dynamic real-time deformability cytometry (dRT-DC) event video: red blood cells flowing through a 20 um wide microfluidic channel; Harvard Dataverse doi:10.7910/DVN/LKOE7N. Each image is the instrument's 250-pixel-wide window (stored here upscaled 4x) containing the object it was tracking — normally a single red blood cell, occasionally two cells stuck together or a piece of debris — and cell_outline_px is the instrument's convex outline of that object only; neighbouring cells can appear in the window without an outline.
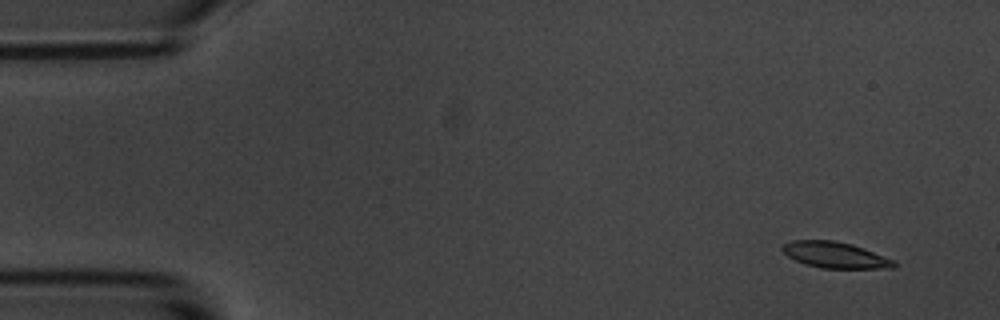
{"species": "common noctule bat (a hibernating species)", "species_latin": "Nyctalus noctula", "temperature_condition": "room temperature", "stored_images_in_passage": 15, "camera_frame_rate_fps": 3000, "um_per_image_px": 0.085, "animal": {"sex": "male", "body_mass_g": 20.1, "forearm_length_mm": 53.5}, "frame": {"image": 1, "passage_image": 2, "time_ms": 1.0, "image_size_px": [1000, 320], "cell_outline_px": [[896, 264], [892, 268], [820, 268], [804, 264], [788, 256], [780, 248], [784, 244], [792, 240], [832, 240], [852, 244], [864, 248], [896, 260]], "centroid_in_image_um": [71.0, 21.67], "position_along_channel_um": 14.0, "area_um2": 16.99}}
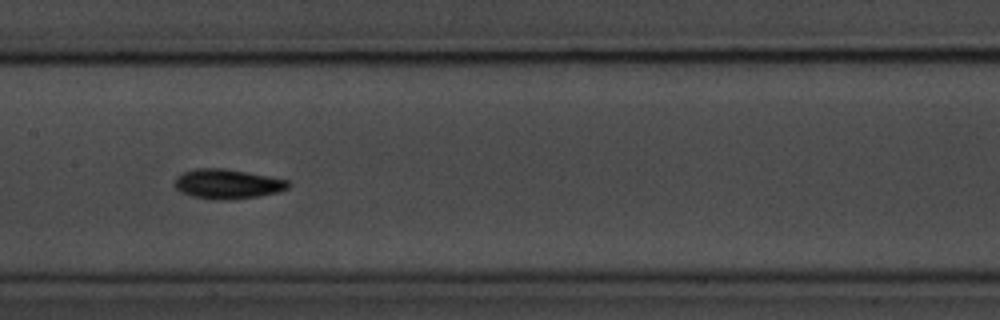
{"frame": {"image": 2, "passage_image": 8, "time_ms": 9.0, "image_size_px": [1000, 320], "cell_outline_px": [[288, 188], [280, 192], [256, 196], [224, 200], [212, 200], [192, 196], [180, 192], [172, 184], [176, 176], [184, 172], [196, 168], [224, 168], [248, 172], [288, 180]], "centroid_in_image_um": [19.27, 15.63], "position_along_channel_um": 188.1, "area_um2": 19.71}}
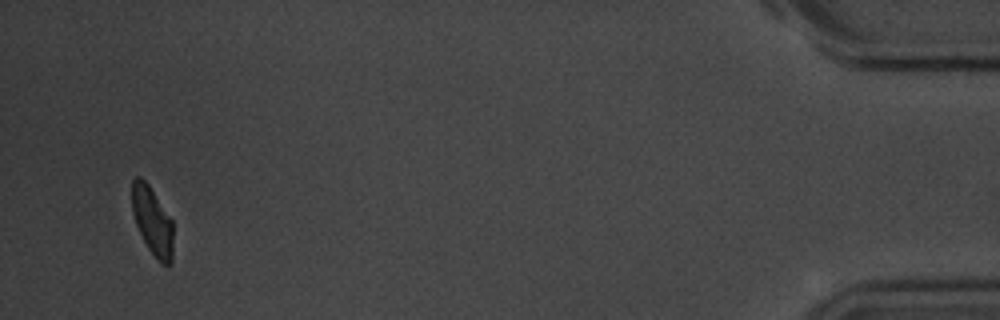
{"frame": {"image": 3, "passage_image": 15, "time_ms": 18.0, "image_size_px": [1000, 320], "cell_outline_px": [[172, 260], [168, 264], [160, 264], [148, 248], [136, 224], [132, 212], [132, 180], [136, 176], [140, 176], [148, 184], [172, 220]], "centroid_in_image_um": [12.94, 18.78], "position_along_channel_um": 422.3, "area_um2": 16.13}, "authors_computed_cell_mechanics": {"area_um2": 17.5134, "velocity_mm_per_s": 3.5116, "shape_relaxation_time_tau1_ms": 1.3071, "shape_relaxation_time_tau2_ms": 4.8841, "deformation_change_tau1": 0.0727, "deformation_change_tau2": 0.071}}